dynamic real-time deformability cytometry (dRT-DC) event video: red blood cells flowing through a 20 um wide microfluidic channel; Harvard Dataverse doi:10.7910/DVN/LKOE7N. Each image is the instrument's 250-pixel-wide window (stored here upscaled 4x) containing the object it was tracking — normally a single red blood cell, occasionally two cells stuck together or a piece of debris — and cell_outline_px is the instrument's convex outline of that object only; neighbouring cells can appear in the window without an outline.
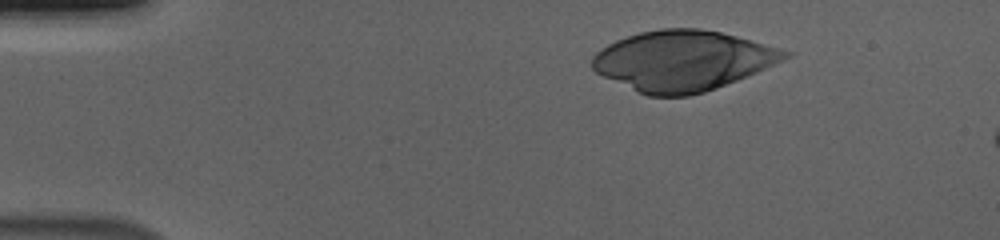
{"species": "human", "species_latin": "Homo sapiens", "temperature_condition": "cold", "stored_images_in_passage": 10, "camera_frame_rate_fps": 3000, "um_per_image_px": 0.085, "donor": {"sex": "male"}, "frame": {"image": 1, "passage_image": 1, "time_ms": 0.0, "image_size_px": [1000, 240], "cell_outline_px": [[792, 52], [788, 56], [756, 72], [716, 88], [704, 92], [688, 96], [648, 96], [636, 92], [596, 72], [592, 68], [592, 56], [600, 48], [616, 40], [640, 32], [660, 28], [700, 28], [720, 32], [736, 36]], "centroid_in_image_um": [57.96, 5.16], "position_along_channel_um": 27.0, "area_um2": 66.93}}